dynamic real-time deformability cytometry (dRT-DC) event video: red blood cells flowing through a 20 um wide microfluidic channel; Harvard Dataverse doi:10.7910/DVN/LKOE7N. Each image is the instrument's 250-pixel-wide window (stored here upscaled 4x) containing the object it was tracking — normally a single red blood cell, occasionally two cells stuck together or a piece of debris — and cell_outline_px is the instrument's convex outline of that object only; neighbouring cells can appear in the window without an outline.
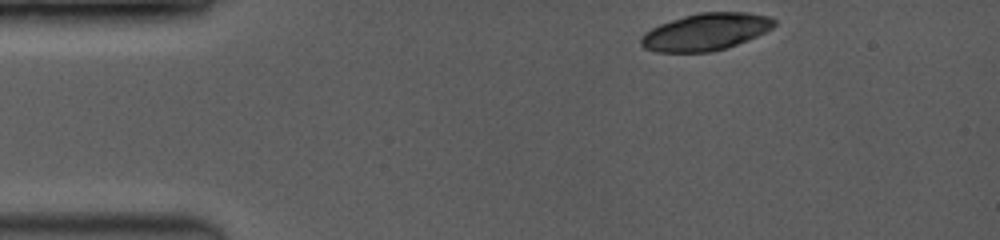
{"species": "common noctule bat (a hibernating species)", "species_latin": "Nyctalus noctula", "temperature_condition": "room temperature", "stored_images_in_passage": 7, "camera_frame_rate_fps": 3500, "um_per_image_px": 0.085, "animal": {"sex": "female", "body_mass_g": 19.0, "forearm_length_mm": 53.3}, "frame": {"image": 1, "passage_image": 1, "time_ms": 0.0, "image_size_px": [1000, 240], "cell_outline_px": [[776, 24], [772, 28], [748, 40], [712, 52], [656, 52], [644, 48], [640, 44], [640, 40], [652, 28], [660, 24], [684, 16], [700, 12], [748, 12], [768, 16], [776, 20]], "centroid_in_image_um": [60.01, 2.7], "position_along_channel_um": 25.0, "area_um2": 28.55}}